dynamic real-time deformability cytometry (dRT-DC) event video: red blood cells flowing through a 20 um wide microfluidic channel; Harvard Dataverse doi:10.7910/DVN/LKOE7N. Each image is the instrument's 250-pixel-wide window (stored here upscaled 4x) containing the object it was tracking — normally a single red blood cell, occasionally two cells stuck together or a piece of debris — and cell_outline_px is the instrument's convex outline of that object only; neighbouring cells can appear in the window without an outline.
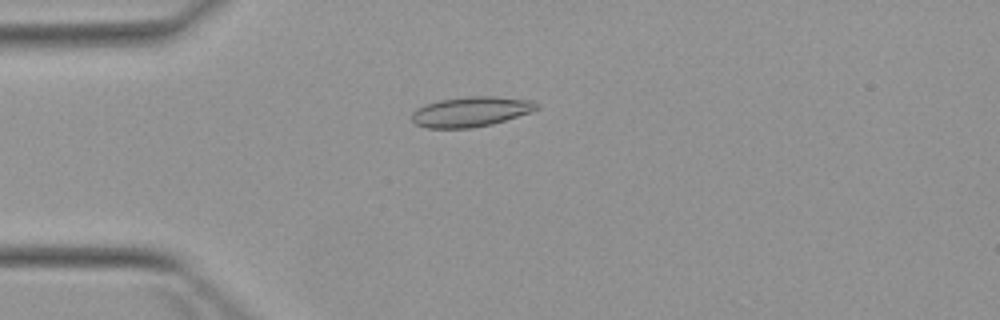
{"species": "Egyptian fruit bat (a non-hibernating species)", "species_latin": "Rousettus aegyptiacus", "temperature_condition": "warm", "stored_images_in_passage": 1, "camera_frame_rate_fps": 3000, "um_per_image_px": 0.085, "animal": {"sex": "female"}, "frame": {"image": 1, "passage_image": 1, "time_ms": 0.0, "image_size_px": [1000, 320], "cell_outline_px": [[540, 108], [532, 112], [492, 124], [472, 128], [428, 128], [416, 124], [412, 120], [412, 112], [416, 108], [424, 104], [440, 100], [468, 96], [496, 96], [532, 100], [540, 104]], "centroid_in_image_um": [40.06, 9.48], "position_along_channel_um": 44.9, "area_um2": 22.08}}